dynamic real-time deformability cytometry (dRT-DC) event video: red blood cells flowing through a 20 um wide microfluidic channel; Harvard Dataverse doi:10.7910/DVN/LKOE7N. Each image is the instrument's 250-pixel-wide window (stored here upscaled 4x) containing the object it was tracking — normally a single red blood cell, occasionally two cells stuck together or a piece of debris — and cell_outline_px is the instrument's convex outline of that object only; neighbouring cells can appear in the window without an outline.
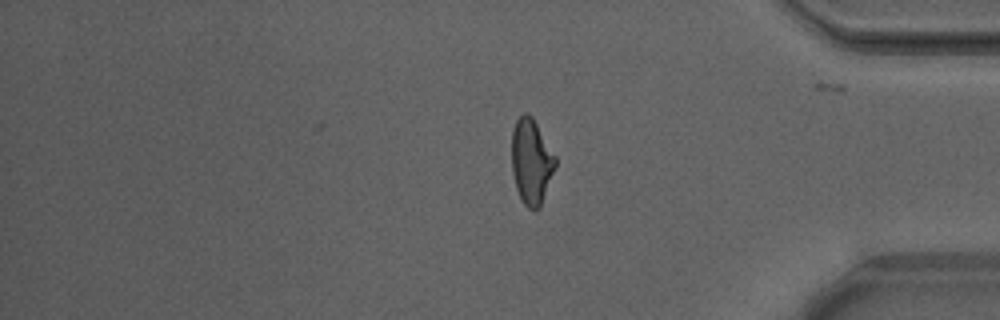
{"species": "Egyptian fruit bat (a non-hibernating species)", "species_latin": "Rousettus aegyptiacus", "temperature_condition": "warm", "stored_images_in_passage": 27, "camera_frame_rate_fps": 3000, "um_per_image_px": 0.085, "animal": {"sex": "male"}, "frame": {"image": 1, "passage_image": 27, "time_ms": 8.667, "image_size_px": [1000, 320], "cell_outline_px": [[556, 164], [540, 208], [536, 212], [528, 208], [520, 200], [516, 188], [512, 172], [512, 132], [516, 120], [524, 112], [528, 112], [532, 116], [556, 156]], "centroid_in_image_um": [45.16, 13.75], "position_along_channel_um": 390.0, "area_um2": 21.85}}